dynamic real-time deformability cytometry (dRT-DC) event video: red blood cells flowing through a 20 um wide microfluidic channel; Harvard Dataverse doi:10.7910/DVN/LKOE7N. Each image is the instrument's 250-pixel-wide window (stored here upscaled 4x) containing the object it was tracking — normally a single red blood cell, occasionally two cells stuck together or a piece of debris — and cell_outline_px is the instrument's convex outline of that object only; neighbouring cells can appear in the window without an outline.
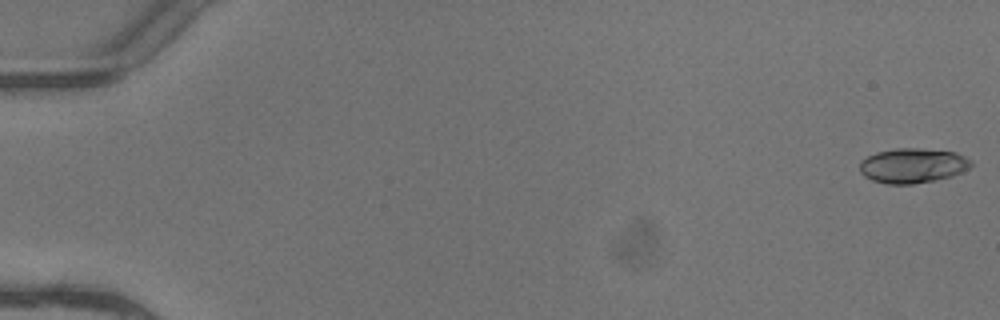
{"species": "common noctule bat (a hibernating species)", "species_latin": "Nyctalus noctula", "temperature_condition": "warm", "stored_images_in_passage": 5, "camera_frame_rate_fps": 3000, "um_per_image_px": 0.085, "animal": {"sex": "female"}, "frame": {"image": 1, "passage_image": 1, "time_ms": 0.0, "image_size_px": [1000, 320], "cell_outline_px": [[972, 164], [968, 168], [952, 176], [912, 184], [888, 184], [872, 180], [864, 176], [860, 172], [860, 160], [876, 152], [896, 148], [920, 148], [956, 152], [972, 160]], "centroid_in_image_um": [77.56, 14.06], "position_along_channel_um": 7.4, "area_um2": 22.54}}
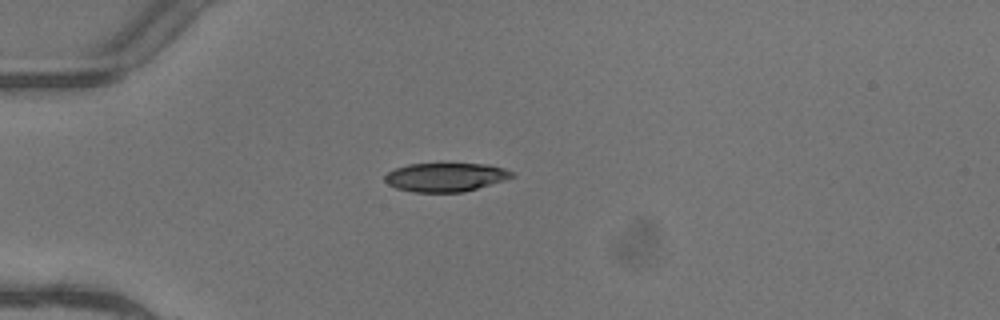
{"frame": {"image": 2, "passage_image": 5, "time_ms": 1.333, "image_size_px": [1000, 320], "cell_outline_px": [[516, 176], [504, 180], [464, 192], [412, 192], [396, 188], [388, 184], [384, 180], [384, 176], [388, 172], [396, 168], [408, 164], [484, 164], [504, 168], [512, 172]], "centroid_in_image_um": [37.85, 15.06], "position_along_channel_um": 47.1, "area_um2": 21.15}}